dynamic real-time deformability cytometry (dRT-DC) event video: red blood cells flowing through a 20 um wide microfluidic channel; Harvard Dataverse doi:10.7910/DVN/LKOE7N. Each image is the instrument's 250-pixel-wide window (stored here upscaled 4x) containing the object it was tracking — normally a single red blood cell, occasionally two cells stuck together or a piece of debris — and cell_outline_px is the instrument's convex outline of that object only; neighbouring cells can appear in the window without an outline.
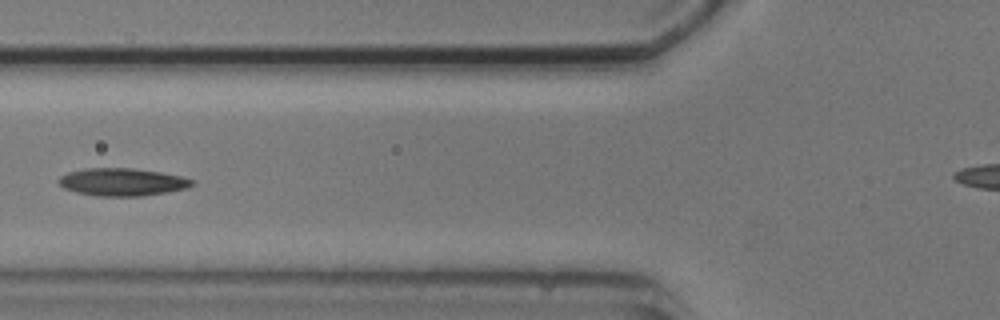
{"species": "common noctule bat (a hibernating species)", "species_latin": "Nyctalus noctula", "temperature_condition": "cold", "stored_images_in_passage": 6, "camera_frame_rate_fps": 3000, "um_per_image_px": 0.085, "animal": {"sex": "male", "body_mass_g": 20.5, "forearm_length_mm": 52.5}, "frame": {"image": 1, "passage_image": 6, "time_ms": 5.667, "image_size_px": [1000, 320], "cell_outline_px": [[196, 184], [188, 188], [168, 192], [144, 196], [96, 196], [76, 192], [64, 188], [56, 180], [60, 176], [68, 172], [84, 168], [132, 168], [160, 172], [180, 176], [196, 180]], "centroid_in_image_um": [10.41, 15.47], "position_along_channel_um": 115.4, "area_um2": 21.73}}